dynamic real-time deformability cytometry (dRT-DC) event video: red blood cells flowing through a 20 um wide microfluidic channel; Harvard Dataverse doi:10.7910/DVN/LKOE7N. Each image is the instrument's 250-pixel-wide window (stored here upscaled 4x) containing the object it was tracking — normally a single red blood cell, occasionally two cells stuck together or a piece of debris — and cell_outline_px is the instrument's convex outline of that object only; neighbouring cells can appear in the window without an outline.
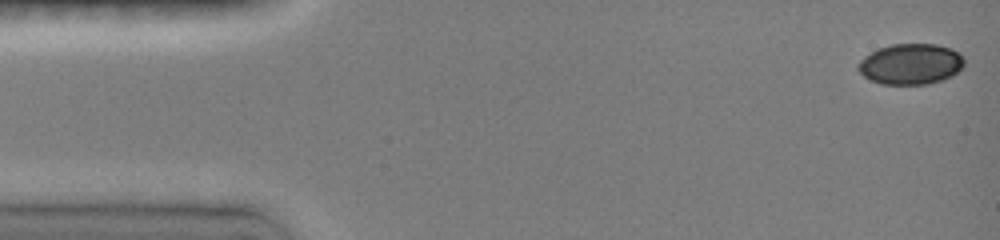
{"species": "common noctule bat (a hibernating species)", "species_latin": "Nyctalus noctula", "temperature_condition": "room temperature", "stored_images_in_passage": 48, "camera_frame_rate_fps": 3000, "um_per_image_px": 0.085, "animal": {"sex": "female", "body_mass_g": 19.0, "forearm_length_mm": 51.5}, "frame": {"image": 1, "passage_image": 1, "time_ms": 0.0, "image_size_px": [1000, 240], "cell_outline_px": [[964, 64], [952, 76], [928, 84], [880, 84], [864, 76], [856, 68], [856, 64], [864, 56], [880, 48], [892, 44], [936, 44], [952, 48], [964, 56]], "centroid_in_image_um": [77.4, 5.44], "position_along_channel_um": 7.6, "area_um2": 25.2}}
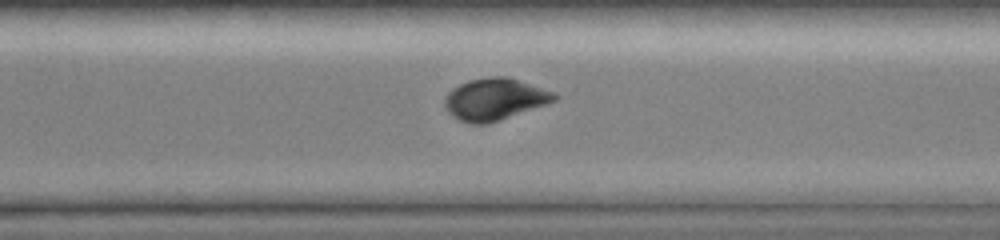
{"frame": {"image": 2, "passage_image": 34, "time_ms": 11.0, "image_size_px": [1000, 240], "cell_outline_px": [[560, 96], [556, 100], [500, 120], [488, 124], [468, 124], [452, 116], [448, 112], [444, 104], [444, 96], [452, 88], [468, 80], [488, 76], [504, 76], [552, 92]], "centroid_in_image_um": [41.97, 8.44], "position_along_channel_um": 328.6, "area_um2": 26.47}}
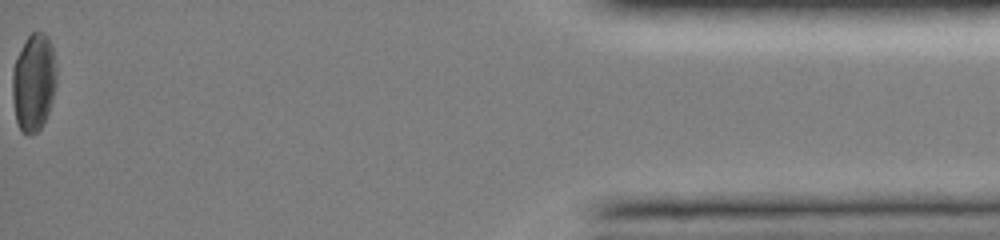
{"frame": {"image": 3, "passage_image": 48, "time_ms": 15.667, "image_size_px": [1000, 240], "cell_outline_px": [[56, 84], [52, 100], [48, 112], [40, 128], [32, 136], [28, 136], [20, 128], [16, 120], [12, 96], [12, 72], [16, 60], [28, 36], [32, 32], [44, 32], [48, 36], [52, 48], [56, 64]], "centroid_in_image_um": [2.87, 7.01], "position_along_channel_um": 432.3, "area_um2": 24.91}, "authors_computed_cell_mechanics": {"area_um2": 26.3568, "velocity_mm_per_s": 4.0082, "shape_relaxation_time_tau1_ms": 2.3982, "shape_relaxation_time_tau2_ms": 2.4819, "deformation_change_tau1": 0.1032, "deformation_change_tau2": 0.0488}}